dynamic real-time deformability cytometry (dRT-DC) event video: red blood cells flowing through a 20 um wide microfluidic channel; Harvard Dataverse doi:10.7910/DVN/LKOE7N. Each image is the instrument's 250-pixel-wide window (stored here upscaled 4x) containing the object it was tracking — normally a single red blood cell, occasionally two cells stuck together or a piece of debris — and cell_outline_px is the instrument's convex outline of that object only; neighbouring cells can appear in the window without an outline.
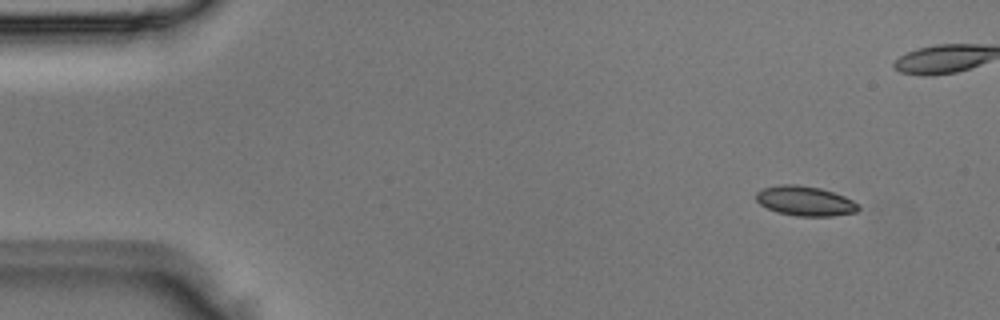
{"species": "Egyptian fruit bat (a non-hibernating species)", "species_latin": "Rousettus aegyptiacus", "temperature_condition": "room temperature", "stored_images_in_passage": 4, "segment_of_instrument_passage": [2, 2], "camera_frame_rate_fps": 3000, "um_per_image_px": 0.085, "animal": {"sex": "male"}, "frame": {"image": 1, "passage_image": 4, "time_ms": 1.0, "image_size_px": [1000, 320], "cell_outline_px": [[860, 208], [856, 212], [832, 216], [796, 216], [776, 212], [760, 204], [756, 200], [756, 192], [764, 188], [780, 184], [796, 184], [820, 188], [844, 196], [852, 200]], "centroid_in_image_um": [68.41, 17.08], "position_along_channel_um": 16.6, "area_um2": 17.63}}